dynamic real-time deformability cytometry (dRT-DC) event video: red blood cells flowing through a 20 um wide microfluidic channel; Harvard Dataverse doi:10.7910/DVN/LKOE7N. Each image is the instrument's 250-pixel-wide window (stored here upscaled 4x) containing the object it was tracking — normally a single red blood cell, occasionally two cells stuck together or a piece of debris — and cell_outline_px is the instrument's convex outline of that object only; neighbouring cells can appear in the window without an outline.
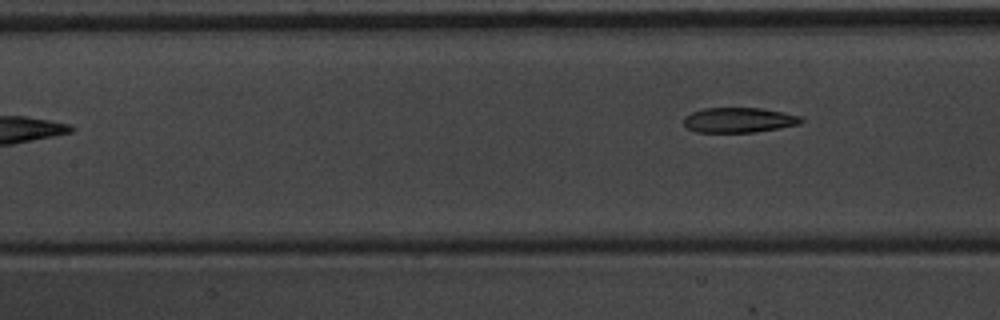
{"species": "common noctule bat (a hibernating species)", "species_latin": "Nyctalus noctula", "temperature_condition": "warm", "stored_images_in_passage": 4, "camera_frame_rate_fps": 3000, "um_per_image_px": 0.085, "animal": {"sex": "male", "body_mass_g": 20.1, "forearm_length_mm": 53.5}, "frame": {"image": 1, "passage_image": 4, "time_ms": 1.0, "image_size_px": [1000, 320], "cell_outline_px": [[804, 120], [800, 124], [756, 132], [696, 132], [688, 128], [684, 124], [684, 116], [692, 112], [704, 108], [760, 108], [800, 116]], "centroid_in_image_um": [62.78, 10.21], "position_along_channel_um": 144.6, "area_um2": 16.99}}